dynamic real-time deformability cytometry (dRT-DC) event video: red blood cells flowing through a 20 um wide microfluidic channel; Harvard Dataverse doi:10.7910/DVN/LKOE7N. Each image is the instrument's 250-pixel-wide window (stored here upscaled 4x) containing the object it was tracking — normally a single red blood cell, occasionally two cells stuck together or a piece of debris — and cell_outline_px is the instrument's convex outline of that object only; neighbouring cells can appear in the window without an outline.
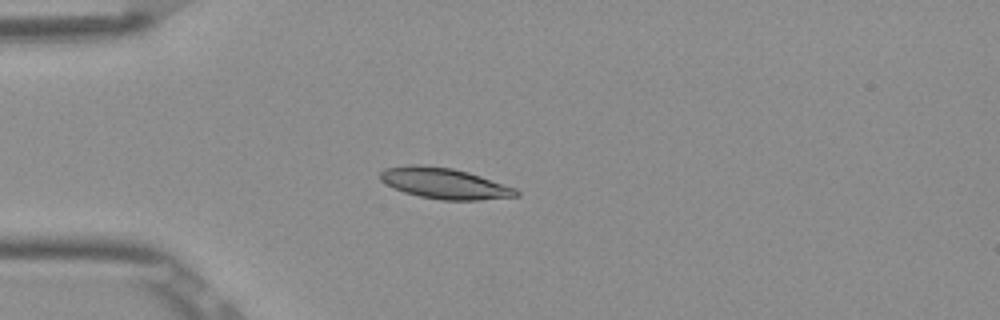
{"species": "Egyptian fruit bat (a non-hibernating species)", "species_latin": "Rousettus aegyptiacus", "temperature_condition": "room temperature", "stored_images_in_passage": 6, "camera_frame_rate_fps": 3000, "um_per_image_px": 0.085, "frame": {"image": 1, "passage_image": 4, "time_ms": 1.0, "image_size_px": [1000, 320], "cell_outline_px": [[520, 196], [480, 200], [440, 200], [420, 196], [404, 192], [380, 180], [380, 172], [384, 168], [408, 164], [416, 164], [452, 168], [468, 172], [516, 188], [520, 192]], "centroid_in_image_um": [37.79, 15.58], "position_along_channel_um": 47.2, "area_um2": 24.39}}